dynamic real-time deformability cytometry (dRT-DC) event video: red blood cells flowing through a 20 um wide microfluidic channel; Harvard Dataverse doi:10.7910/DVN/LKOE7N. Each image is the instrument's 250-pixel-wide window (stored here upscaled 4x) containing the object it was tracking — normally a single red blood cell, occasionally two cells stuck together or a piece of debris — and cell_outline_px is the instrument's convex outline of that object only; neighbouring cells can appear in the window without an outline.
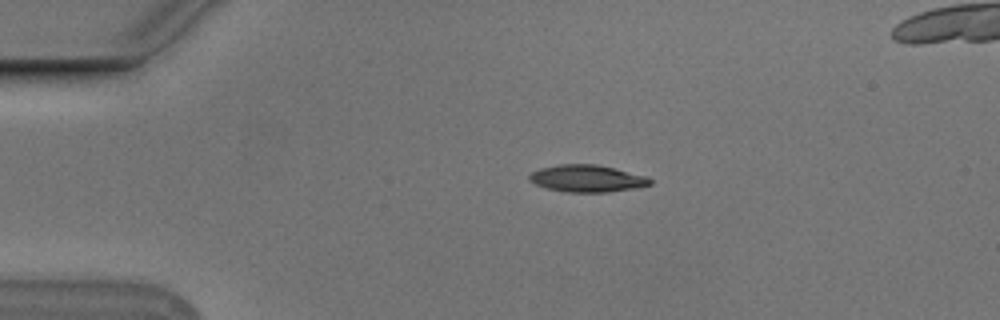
{"species": "Egyptian fruit bat (a non-hibernating species)", "species_latin": "Rousettus aegyptiacus", "temperature_condition": "cold", "stored_images_in_passage": 44, "camera_frame_rate_fps": 3000, "um_per_image_px": 0.085, "animal": {"sex": "male"}, "frame": {"image": 1, "passage_image": 1, "time_ms": 0.0, "image_size_px": [1000, 320], "cell_outline_px": [[652, 184], [632, 188], [604, 192], [568, 192], [548, 188], [536, 184], [528, 180], [528, 176], [532, 172], [540, 168], [560, 164], [596, 164], [648, 176], [652, 180]], "centroid_in_image_um": [49.89, 15.16], "position_along_channel_um": 35.1, "area_um2": 18.84}}
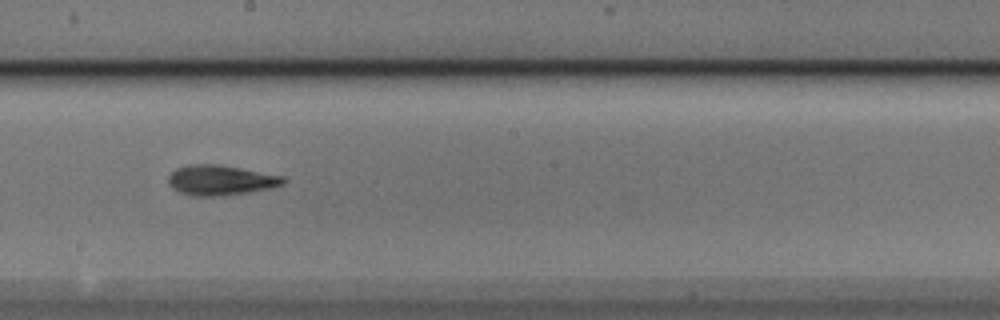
{"frame": {"image": 2, "passage_image": 20, "time_ms": 6.333, "image_size_px": [1000, 320], "cell_outline_px": [[288, 180], [284, 184], [268, 188], [248, 192], [220, 196], [192, 196], [180, 192], [172, 188], [168, 184], [168, 176], [176, 168], [188, 164], [220, 164], [284, 176]], "centroid_in_image_um": [18.74, 15.31], "position_along_channel_um": 229.5, "area_um2": 20.29}}
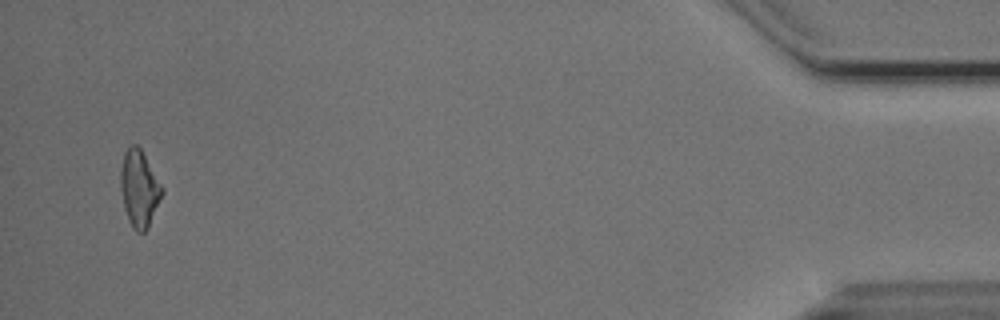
{"frame": {"image": 3, "passage_image": 42, "time_ms": 13.667, "image_size_px": [1000, 320], "cell_outline_px": [[164, 192], [148, 228], [144, 232], [136, 232], [132, 228], [128, 220], [124, 208], [120, 188], [120, 172], [124, 152], [132, 144], [136, 144], [140, 148], [164, 188]], "centroid_in_image_um": [11.84, 16.05], "position_along_channel_um": 423.4, "area_um2": 18.61}}